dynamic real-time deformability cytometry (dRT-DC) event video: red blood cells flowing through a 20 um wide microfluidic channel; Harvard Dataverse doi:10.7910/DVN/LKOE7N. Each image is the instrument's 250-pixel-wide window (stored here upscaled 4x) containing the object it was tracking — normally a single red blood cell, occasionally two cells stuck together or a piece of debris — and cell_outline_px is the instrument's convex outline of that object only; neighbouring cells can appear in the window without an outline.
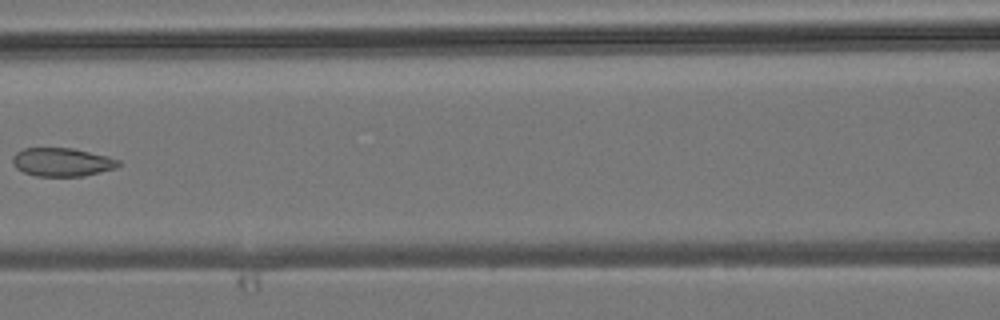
{"species": "common noctule bat (a hibernating species)", "species_latin": "Nyctalus noctula", "temperature_condition": "room temperature", "stored_images_in_passage": 6, "camera_frame_rate_fps": 3000, "um_per_image_px": 0.085, "animal": {"sex": "male", "body_mass_g": 19.2, "forearm_length_mm": 51.8}, "frame": {"image": 1, "passage_image": 6, "time_ms": 6.0, "image_size_px": [1000, 320], "cell_outline_px": [[120, 164], [116, 168], [84, 176], [36, 176], [24, 172], [16, 168], [12, 164], [12, 156], [16, 152], [24, 148], [72, 148], [108, 156], [120, 160]], "centroid_in_image_um": [5.26, 13.78], "position_along_channel_um": 161.3, "area_um2": 17.63}}